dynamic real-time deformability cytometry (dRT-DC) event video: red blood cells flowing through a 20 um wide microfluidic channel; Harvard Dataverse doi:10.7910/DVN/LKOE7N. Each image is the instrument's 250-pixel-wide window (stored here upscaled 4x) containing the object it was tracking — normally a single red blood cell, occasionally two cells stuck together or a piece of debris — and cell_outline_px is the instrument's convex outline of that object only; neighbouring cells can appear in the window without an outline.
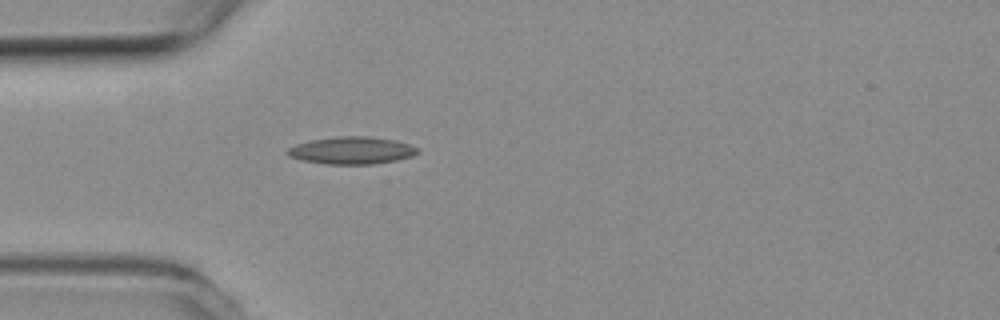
{"species": "common noctule bat (a hibernating species)", "species_latin": "Nyctalus noctula", "temperature_condition": "room temperature", "stored_images_in_passage": 1, "camera_frame_rate_fps": 3000, "um_per_image_px": 0.085, "animal": {"sex": "female", "body_mass_g": 19.3, "forearm_length_mm": 54.1}, "frame": {"image": 1, "passage_image": 1, "time_ms": 0.0, "image_size_px": [1000, 320], "cell_outline_px": [[420, 152], [412, 156], [396, 160], [372, 164], [324, 164], [300, 160], [288, 156], [284, 152], [288, 148], [296, 144], [312, 140], [336, 136], [368, 136], [396, 140], [420, 148]], "centroid_in_image_um": [29.88, 12.79], "position_along_channel_um": 55.1, "area_um2": 20.92}}